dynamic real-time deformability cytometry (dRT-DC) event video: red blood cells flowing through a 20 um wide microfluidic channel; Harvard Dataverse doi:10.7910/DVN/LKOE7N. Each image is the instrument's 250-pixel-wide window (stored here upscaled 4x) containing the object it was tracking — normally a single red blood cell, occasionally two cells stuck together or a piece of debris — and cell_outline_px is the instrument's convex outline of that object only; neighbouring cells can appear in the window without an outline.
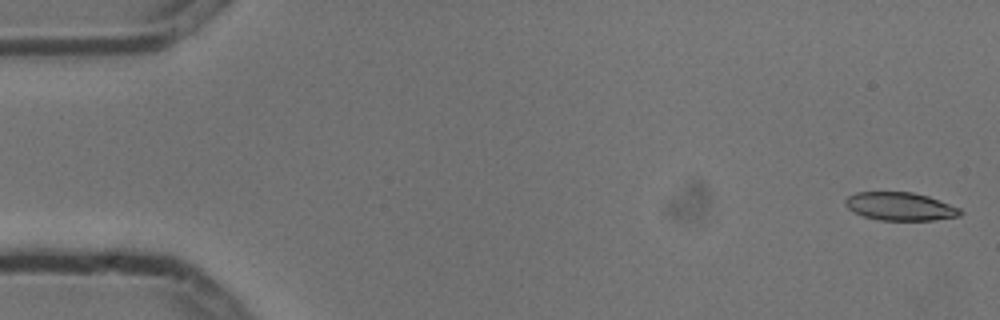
{"species": "common noctule bat (a hibernating species)", "species_latin": "Nyctalus noctula", "temperature_condition": "cold", "stored_images_in_passage": 5, "camera_frame_rate_fps": 3000, "um_per_image_px": 0.085, "animal": {"sex": "male", "body_mass_g": 13.3}, "frame": {"image": 1, "passage_image": 1, "time_ms": 0.0, "image_size_px": [1000, 320], "cell_outline_px": [[964, 212], [960, 216], [932, 220], [880, 220], [864, 216], [852, 212], [844, 204], [844, 200], [848, 196], [856, 192], [912, 192], [928, 196], [960, 208]], "centroid_in_image_um": [76.5, 17.54], "position_along_channel_um": 8.5, "area_um2": 18.9}}
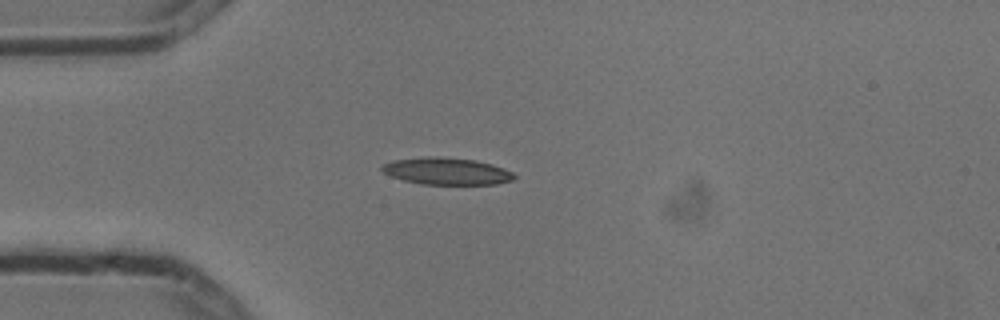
{"frame": {"image": 2, "passage_image": 5, "time_ms": 1.333, "image_size_px": [1000, 320], "cell_outline_px": [[516, 176], [512, 180], [496, 184], [420, 184], [404, 180], [392, 176], [384, 172], [380, 168], [384, 164], [392, 160], [428, 156], [476, 160], [492, 164], [504, 168], [512, 172]], "centroid_in_image_um": [37.97, 14.55], "position_along_channel_um": 47.0, "area_um2": 20.63}}